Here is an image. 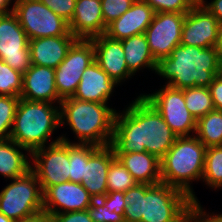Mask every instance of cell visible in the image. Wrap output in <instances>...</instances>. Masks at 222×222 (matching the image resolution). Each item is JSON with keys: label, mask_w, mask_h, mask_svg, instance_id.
<instances>
[{"label": "cell", "mask_w": 222, "mask_h": 222, "mask_svg": "<svg viewBox=\"0 0 222 222\" xmlns=\"http://www.w3.org/2000/svg\"><path fill=\"white\" fill-rule=\"evenodd\" d=\"M134 100L116 111L110 146L114 154L148 152L161 160L178 136L141 94Z\"/></svg>", "instance_id": "cell-1"}, {"label": "cell", "mask_w": 222, "mask_h": 222, "mask_svg": "<svg viewBox=\"0 0 222 222\" xmlns=\"http://www.w3.org/2000/svg\"><path fill=\"white\" fill-rule=\"evenodd\" d=\"M125 222H188L191 198L165 183L137 184L124 192Z\"/></svg>", "instance_id": "cell-2"}, {"label": "cell", "mask_w": 222, "mask_h": 222, "mask_svg": "<svg viewBox=\"0 0 222 222\" xmlns=\"http://www.w3.org/2000/svg\"><path fill=\"white\" fill-rule=\"evenodd\" d=\"M155 73L167 79L166 85L173 88L209 87L215 76L221 73V61L216 47L180 44L168 57L157 62Z\"/></svg>", "instance_id": "cell-3"}, {"label": "cell", "mask_w": 222, "mask_h": 222, "mask_svg": "<svg viewBox=\"0 0 222 222\" xmlns=\"http://www.w3.org/2000/svg\"><path fill=\"white\" fill-rule=\"evenodd\" d=\"M116 110L107 103L66 98L60 103L61 125H69L79 144L110 145ZM66 121V122H64Z\"/></svg>", "instance_id": "cell-4"}, {"label": "cell", "mask_w": 222, "mask_h": 222, "mask_svg": "<svg viewBox=\"0 0 222 222\" xmlns=\"http://www.w3.org/2000/svg\"><path fill=\"white\" fill-rule=\"evenodd\" d=\"M193 135L177 137L160 160V166L162 183L183 191L195 203L199 200L190 182L202 180L206 147Z\"/></svg>", "instance_id": "cell-5"}, {"label": "cell", "mask_w": 222, "mask_h": 222, "mask_svg": "<svg viewBox=\"0 0 222 222\" xmlns=\"http://www.w3.org/2000/svg\"><path fill=\"white\" fill-rule=\"evenodd\" d=\"M52 104L20 98L9 138L30 153L45 147L53 131L61 126L60 106Z\"/></svg>", "instance_id": "cell-6"}, {"label": "cell", "mask_w": 222, "mask_h": 222, "mask_svg": "<svg viewBox=\"0 0 222 222\" xmlns=\"http://www.w3.org/2000/svg\"><path fill=\"white\" fill-rule=\"evenodd\" d=\"M42 211L43 191L32 170L12 179V182L0 192V212L6 217L19 220Z\"/></svg>", "instance_id": "cell-7"}, {"label": "cell", "mask_w": 222, "mask_h": 222, "mask_svg": "<svg viewBox=\"0 0 222 222\" xmlns=\"http://www.w3.org/2000/svg\"><path fill=\"white\" fill-rule=\"evenodd\" d=\"M13 13L29 40L63 36L69 32L68 22L40 0H15Z\"/></svg>", "instance_id": "cell-8"}, {"label": "cell", "mask_w": 222, "mask_h": 222, "mask_svg": "<svg viewBox=\"0 0 222 222\" xmlns=\"http://www.w3.org/2000/svg\"><path fill=\"white\" fill-rule=\"evenodd\" d=\"M142 96L163 117L170 129L178 136H192L196 133L197 120L185 105L184 89L164 85L162 89Z\"/></svg>", "instance_id": "cell-9"}, {"label": "cell", "mask_w": 222, "mask_h": 222, "mask_svg": "<svg viewBox=\"0 0 222 222\" xmlns=\"http://www.w3.org/2000/svg\"><path fill=\"white\" fill-rule=\"evenodd\" d=\"M34 159L31 170L44 192L48 187L69 181V143L61 137L53 140L48 146L36 149L30 155Z\"/></svg>", "instance_id": "cell-10"}, {"label": "cell", "mask_w": 222, "mask_h": 222, "mask_svg": "<svg viewBox=\"0 0 222 222\" xmlns=\"http://www.w3.org/2000/svg\"><path fill=\"white\" fill-rule=\"evenodd\" d=\"M95 61V49L91 39H77L65 59L55 69V86L61 100L73 97L81 76Z\"/></svg>", "instance_id": "cell-11"}, {"label": "cell", "mask_w": 222, "mask_h": 222, "mask_svg": "<svg viewBox=\"0 0 222 222\" xmlns=\"http://www.w3.org/2000/svg\"><path fill=\"white\" fill-rule=\"evenodd\" d=\"M0 59L22 74L32 67L29 38L13 12L0 14Z\"/></svg>", "instance_id": "cell-12"}, {"label": "cell", "mask_w": 222, "mask_h": 222, "mask_svg": "<svg viewBox=\"0 0 222 222\" xmlns=\"http://www.w3.org/2000/svg\"><path fill=\"white\" fill-rule=\"evenodd\" d=\"M185 15L186 13H155L144 34L156 62L168 57L180 45Z\"/></svg>", "instance_id": "cell-13"}, {"label": "cell", "mask_w": 222, "mask_h": 222, "mask_svg": "<svg viewBox=\"0 0 222 222\" xmlns=\"http://www.w3.org/2000/svg\"><path fill=\"white\" fill-rule=\"evenodd\" d=\"M221 23L199 1L185 15L181 45L202 48L216 47Z\"/></svg>", "instance_id": "cell-14"}, {"label": "cell", "mask_w": 222, "mask_h": 222, "mask_svg": "<svg viewBox=\"0 0 222 222\" xmlns=\"http://www.w3.org/2000/svg\"><path fill=\"white\" fill-rule=\"evenodd\" d=\"M93 200L81 183L66 181L43 192V211L53 215L86 210Z\"/></svg>", "instance_id": "cell-15"}, {"label": "cell", "mask_w": 222, "mask_h": 222, "mask_svg": "<svg viewBox=\"0 0 222 222\" xmlns=\"http://www.w3.org/2000/svg\"><path fill=\"white\" fill-rule=\"evenodd\" d=\"M91 40L95 49V61L117 85L134 76L127 68L120 40H113L105 34Z\"/></svg>", "instance_id": "cell-16"}, {"label": "cell", "mask_w": 222, "mask_h": 222, "mask_svg": "<svg viewBox=\"0 0 222 222\" xmlns=\"http://www.w3.org/2000/svg\"><path fill=\"white\" fill-rule=\"evenodd\" d=\"M155 11L144 0H136L118 19L107 26L105 35L113 40H123L145 33L151 24Z\"/></svg>", "instance_id": "cell-17"}, {"label": "cell", "mask_w": 222, "mask_h": 222, "mask_svg": "<svg viewBox=\"0 0 222 222\" xmlns=\"http://www.w3.org/2000/svg\"><path fill=\"white\" fill-rule=\"evenodd\" d=\"M77 39H91L106 33L101 0H76L75 10L68 23Z\"/></svg>", "instance_id": "cell-18"}, {"label": "cell", "mask_w": 222, "mask_h": 222, "mask_svg": "<svg viewBox=\"0 0 222 222\" xmlns=\"http://www.w3.org/2000/svg\"><path fill=\"white\" fill-rule=\"evenodd\" d=\"M20 98L28 101L61 103L55 86V69L32 65L23 74V87Z\"/></svg>", "instance_id": "cell-19"}, {"label": "cell", "mask_w": 222, "mask_h": 222, "mask_svg": "<svg viewBox=\"0 0 222 222\" xmlns=\"http://www.w3.org/2000/svg\"><path fill=\"white\" fill-rule=\"evenodd\" d=\"M115 158L110 145L98 147L89 156L81 184L94 200L100 199L108 193L107 175L109 166Z\"/></svg>", "instance_id": "cell-20"}, {"label": "cell", "mask_w": 222, "mask_h": 222, "mask_svg": "<svg viewBox=\"0 0 222 222\" xmlns=\"http://www.w3.org/2000/svg\"><path fill=\"white\" fill-rule=\"evenodd\" d=\"M76 40L77 38L70 31L63 36L29 40L32 65L56 69Z\"/></svg>", "instance_id": "cell-21"}, {"label": "cell", "mask_w": 222, "mask_h": 222, "mask_svg": "<svg viewBox=\"0 0 222 222\" xmlns=\"http://www.w3.org/2000/svg\"><path fill=\"white\" fill-rule=\"evenodd\" d=\"M116 83L94 61L81 76V80L72 98L82 101L107 103Z\"/></svg>", "instance_id": "cell-22"}, {"label": "cell", "mask_w": 222, "mask_h": 222, "mask_svg": "<svg viewBox=\"0 0 222 222\" xmlns=\"http://www.w3.org/2000/svg\"><path fill=\"white\" fill-rule=\"evenodd\" d=\"M138 184L155 185L162 182L160 160L148 152L115 154Z\"/></svg>", "instance_id": "cell-23"}, {"label": "cell", "mask_w": 222, "mask_h": 222, "mask_svg": "<svg viewBox=\"0 0 222 222\" xmlns=\"http://www.w3.org/2000/svg\"><path fill=\"white\" fill-rule=\"evenodd\" d=\"M21 150L31 153L24 147L18 145L12 139L0 140V174L8 179L18 178L31 170L28 156ZM29 161V162H28Z\"/></svg>", "instance_id": "cell-24"}, {"label": "cell", "mask_w": 222, "mask_h": 222, "mask_svg": "<svg viewBox=\"0 0 222 222\" xmlns=\"http://www.w3.org/2000/svg\"><path fill=\"white\" fill-rule=\"evenodd\" d=\"M128 70L134 75L138 70L149 68L156 71L155 61L144 33L121 40Z\"/></svg>", "instance_id": "cell-25"}, {"label": "cell", "mask_w": 222, "mask_h": 222, "mask_svg": "<svg viewBox=\"0 0 222 222\" xmlns=\"http://www.w3.org/2000/svg\"><path fill=\"white\" fill-rule=\"evenodd\" d=\"M196 137L204 146L222 145V110H212L197 120Z\"/></svg>", "instance_id": "cell-26"}, {"label": "cell", "mask_w": 222, "mask_h": 222, "mask_svg": "<svg viewBox=\"0 0 222 222\" xmlns=\"http://www.w3.org/2000/svg\"><path fill=\"white\" fill-rule=\"evenodd\" d=\"M61 141L69 143V181L81 183L84 176L85 164L89 156L98 148L91 144H79L70 142L65 136H60Z\"/></svg>", "instance_id": "cell-27"}, {"label": "cell", "mask_w": 222, "mask_h": 222, "mask_svg": "<svg viewBox=\"0 0 222 222\" xmlns=\"http://www.w3.org/2000/svg\"><path fill=\"white\" fill-rule=\"evenodd\" d=\"M185 105L189 112L198 120L212 110H215L208 87H191L184 89Z\"/></svg>", "instance_id": "cell-28"}, {"label": "cell", "mask_w": 222, "mask_h": 222, "mask_svg": "<svg viewBox=\"0 0 222 222\" xmlns=\"http://www.w3.org/2000/svg\"><path fill=\"white\" fill-rule=\"evenodd\" d=\"M202 181L211 188H222V145L206 148Z\"/></svg>", "instance_id": "cell-29"}, {"label": "cell", "mask_w": 222, "mask_h": 222, "mask_svg": "<svg viewBox=\"0 0 222 222\" xmlns=\"http://www.w3.org/2000/svg\"><path fill=\"white\" fill-rule=\"evenodd\" d=\"M138 182L132 177L131 173L115 158L108 170L107 191L108 192H125L135 187Z\"/></svg>", "instance_id": "cell-30"}, {"label": "cell", "mask_w": 222, "mask_h": 222, "mask_svg": "<svg viewBox=\"0 0 222 222\" xmlns=\"http://www.w3.org/2000/svg\"><path fill=\"white\" fill-rule=\"evenodd\" d=\"M22 87L23 74L0 59V95L20 97Z\"/></svg>", "instance_id": "cell-31"}, {"label": "cell", "mask_w": 222, "mask_h": 222, "mask_svg": "<svg viewBox=\"0 0 222 222\" xmlns=\"http://www.w3.org/2000/svg\"><path fill=\"white\" fill-rule=\"evenodd\" d=\"M20 97L0 95V140L8 139Z\"/></svg>", "instance_id": "cell-32"}, {"label": "cell", "mask_w": 222, "mask_h": 222, "mask_svg": "<svg viewBox=\"0 0 222 222\" xmlns=\"http://www.w3.org/2000/svg\"><path fill=\"white\" fill-rule=\"evenodd\" d=\"M149 4L155 13L172 12V13H187L190 11L199 0H144Z\"/></svg>", "instance_id": "cell-33"}, {"label": "cell", "mask_w": 222, "mask_h": 222, "mask_svg": "<svg viewBox=\"0 0 222 222\" xmlns=\"http://www.w3.org/2000/svg\"><path fill=\"white\" fill-rule=\"evenodd\" d=\"M136 0H101L104 24L108 26L123 15Z\"/></svg>", "instance_id": "cell-34"}, {"label": "cell", "mask_w": 222, "mask_h": 222, "mask_svg": "<svg viewBox=\"0 0 222 222\" xmlns=\"http://www.w3.org/2000/svg\"><path fill=\"white\" fill-rule=\"evenodd\" d=\"M86 210L93 222H125L121 214L107 208L99 199L93 200Z\"/></svg>", "instance_id": "cell-35"}, {"label": "cell", "mask_w": 222, "mask_h": 222, "mask_svg": "<svg viewBox=\"0 0 222 222\" xmlns=\"http://www.w3.org/2000/svg\"><path fill=\"white\" fill-rule=\"evenodd\" d=\"M55 14L62 17L68 23L73 17L76 0H40Z\"/></svg>", "instance_id": "cell-36"}, {"label": "cell", "mask_w": 222, "mask_h": 222, "mask_svg": "<svg viewBox=\"0 0 222 222\" xmlns=\"http://www.w3.org/2000/svg\"><path fill=\"white\" fill-rule=\"evenodd\" d=\"M107 208H111L124 217V210L127 203L124 200V192H108L104 197L99 199Z\"/></svg>", "instance_id": "cell-37"}, {"label": "cell", "mask_w": 222, "mask_h": 222, "mask_svg": "<svg viewBox=\"0 0 222 222\" xmlns=\"http://www.w3.org/2000/svg\"><path fill=\"white\" fill-rule=\"evenodd\" d=\"M198 202L192 204L188 222H222V214H207Z\"/></svg>", "instance_id": "cell-38"}, {"label": "cell", "mask_w": 222, "mask_h": 222, "mask_svg": "<svg viewBox=\"0 0 222 222\" xmlns=\"http://www.w3.org/2000/svg\"><path fill=\"white\" fill-rule=\"evenodd\" d=\"M52 222H93L87 210H79L51 215Z\"/></svg>", "instance_id": "cell-39"}, {"label": "cell", "mask_w": 222, "mask_h": 222, "mask_svg": "<svg viewBox=\"0 0 222 222\" xmlns=\"http://www.w3.org/2000/svg\"><path fill=\"white\" fill-rule=\"evenodd\" d=\"M210 94L216 110H222V74H218L209 85Z\"/></svg>", "instance_id": "cell-40"}, {"label": "cell", "mask_w": 222, "mask_h": 222, "mask_svg": "<svg viewBox=\"0 0 222 222\" xmlns=\"http://www.w3.org/2000/svg\"><path fill=\"white\" fill-rule=\"evenodd\" d=\"M202 5H204L207 10L212 14L214 15L218 20L219 22L222 24V0H213L211 1L210 3L207 2L206 0H199Z\"/></svg>", "instance_id": "cell-41"}, {"label": "cell", "mask_w": 222, "mask_h": 222, "mask_svg": "<svg viewBox=\"0 0 222 222\" xmlns=\"http://www.w3.org/2000/svg\"><path fill=\"white\" fill-rule=\"evenodd\" d=\"M15 222H52L51 215L42 211L34 216L15 220Z\"/></svg>", "instance_id": "cell-42"}, {"label": "cell", "mask_w": 222, "mask_h": 222, "mask_svg": "<svg viewBox=\"0 0 222 222\" xmlns=\"http://www.w3.org/2000/svg\"><path fill=\"white\" fill-rule=\"evenodd\" d=\"M13 0H0V14H7L13 12L14 4L12 8H9Z\"/></svg>", "instance_id": "cell-43"}, {"label": "cell", "mask_w": 222, "mask_h": 222, "mask_svg": "<svg viewBox=\"0 0 222 222\" xmlns=\"http://www.w3.org/2000/svg\"><path fill=\"white\" fill-rule=\"evenodd\" d=\"M216 50L218 52V56L220 61H222V24L219 30V36H218V41L216 44Z\"/></svg>", "instance_id": "cell-44"}, {"label": "cell", "mask_w": 222, "mask_h": 222, "mask_svg": "<svg viewBox=\"0 0 222 222\" xmlns=\"http://www.w3.org/2000/svg\"><path fill=\"white\" fill-rule=\"evenodd\" d=\"M0 222H15V220L6 217L4 214L0 212Z\"/></svg>", "instance_id": "cell-45"}]
</instances>
